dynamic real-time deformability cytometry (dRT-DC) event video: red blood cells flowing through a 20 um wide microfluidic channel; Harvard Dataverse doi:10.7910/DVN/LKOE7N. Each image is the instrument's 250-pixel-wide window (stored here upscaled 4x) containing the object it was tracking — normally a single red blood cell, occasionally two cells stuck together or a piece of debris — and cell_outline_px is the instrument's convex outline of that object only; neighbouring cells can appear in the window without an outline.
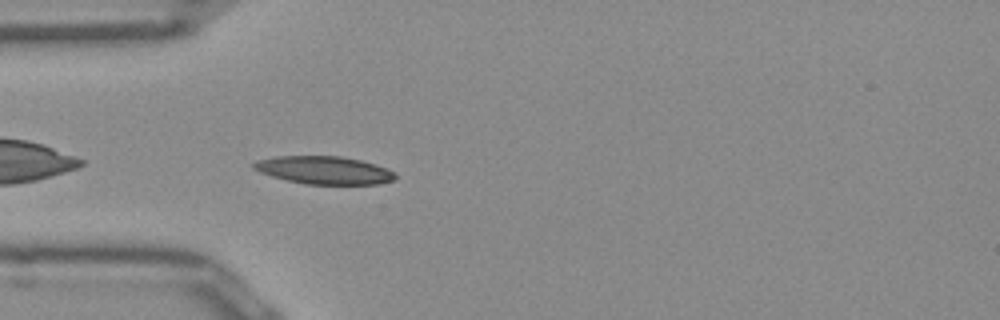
{"species": "Egyptian fruit bat (a non-hibernating species)", "species_latin": "Rousettus aegyptiacus", "temperature_condition": "room temperature", "stored_images_in_passage": 39, "camera_frame_rate_fps": 3000, "um_per_image_px": 0.085, "frame": {"image": 1, "passage_image": 2, "time_ms": 0.333, "image_size_px": [1000, 320], "cell_outline_px": [[396, 180], [376, 184], [304, 184], [272, 176], [260, 172], [252, 168], [252, 164], [256, 160], [276, 156], [340, 156], [360, 160], [376, 164], [396, 172]], "centroid_in_image_um": [27.56, 14.46], "position_along_channel_um": 57.4, "area_um2": 23.06}}
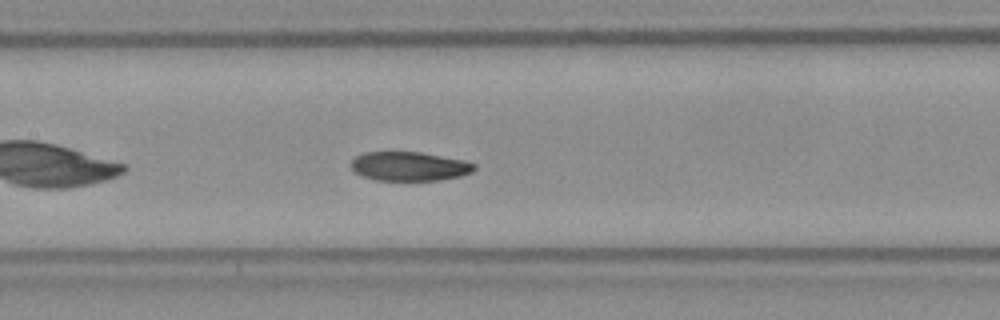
{"frame": {"image": 2, "passage_image": 11, "time_ms": 3.333, "image_size_px": [1000, 320], "cell_outline_px": [[476, 168], [472, 172], [460, 176], [440, 180], [376, 180], [364, 176], [356, 172], [352, 168], [352, 160], [356, 156], [364, 152], [420, 152], [464, 160], [476, 164]], "centroid_in_image_um": [34.83, 14.13], "position_along_channel_um": 172.6, "area_um2": 20.75}}
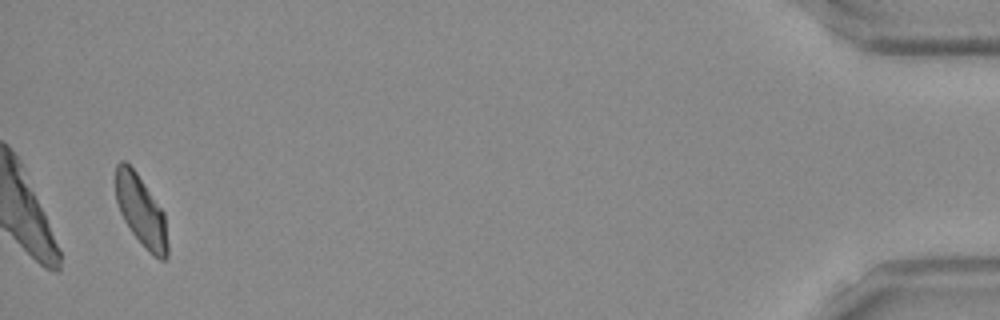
{"frame": {"image": 3, "passage_image": 37, "time_ms": 12.0, "image_size_px": [1000, 320], "cell_outline_px": [[168, 256], [164, 260], [160, 260], [148, 252], [144, 248], [132, 232], [124, 220], [120, 212], [116, 200], [116, 164], [120, 160], [124, 160], [136, 172], [164, 212], [168, 244]], "centroid_in_image_um": [12.0, 17.96], "position_along_channel_um": 423.2, "area_um2": 21.33}, "authors_computed_cell_mechanics": {"area_um2": 21.9062, "velocity_mm_per_s": 3.9123, "shape_relaxation_time_tau1_ms": 5.3468, "shape_relaxation_time_tau2_ms": 3.6741, "deformation_change_tau1": 0.146, "deformation_change_tau2": 0.0837}}